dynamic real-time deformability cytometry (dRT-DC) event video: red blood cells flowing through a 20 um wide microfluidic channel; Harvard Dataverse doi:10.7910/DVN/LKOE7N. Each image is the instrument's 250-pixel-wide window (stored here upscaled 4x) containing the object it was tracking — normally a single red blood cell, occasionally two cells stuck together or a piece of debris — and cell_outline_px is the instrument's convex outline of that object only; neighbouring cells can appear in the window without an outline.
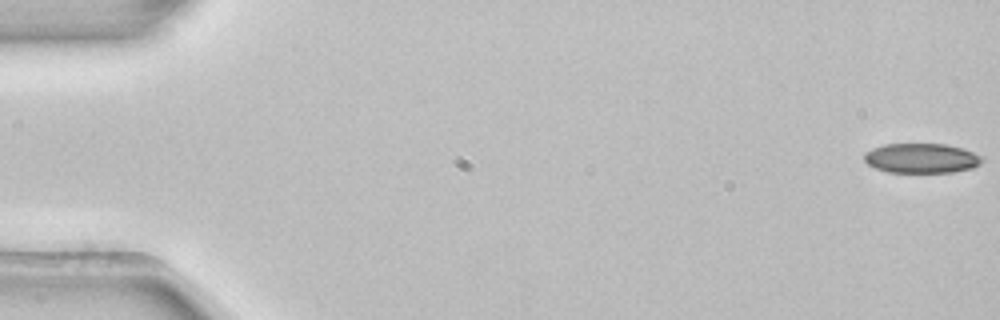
{"species": "common noctule bat (a hibernating species)", "species_latin": "Nyctalus noctula", "temperature_condition": "room temperature", "stored_images_in_passage": 4, "camera_frame_rate_fps": 3000, "um_per_image_px": 0.085, "animal": {"sex": "female", "body_mass_g": 22.7, "forearm_length_mm": 54.2}, "frame": {"image": 1, "passage_image": 1, "time_ms": 0.0, "image_size_px": [1000, 320], "cell_outline_px": [[984, 160], [980, 164], [972, 168], [952, 172], [888, 172], [876, 168], [868, 164], [864, 160], [864, 152], [872, 148], [884, 144], [948, 144], [984, 156]], "centroid_in_image_um": [78.33, 13.44], "position_along_channel_um": 6.7, "area_um2": 20.46}}